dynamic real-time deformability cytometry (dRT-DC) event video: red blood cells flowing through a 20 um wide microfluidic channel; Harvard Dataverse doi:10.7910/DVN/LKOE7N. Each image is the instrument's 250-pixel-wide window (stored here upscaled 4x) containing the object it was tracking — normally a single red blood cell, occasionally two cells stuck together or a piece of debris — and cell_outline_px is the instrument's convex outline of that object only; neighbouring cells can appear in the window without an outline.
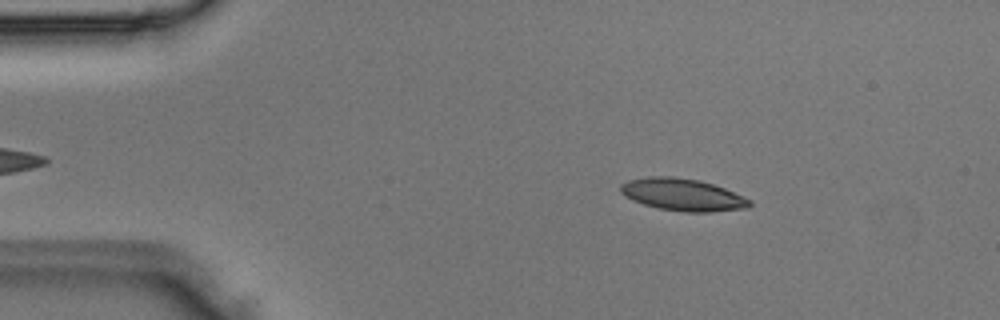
{"species": "Egyptian fruit bat (a non-hibernating species)", "species_latin": "Rousettus aegyptiacus", "temperature_condition": "room temperature", "stored_images_in_passage": 47, "camera_frame_rate_fps": 3000, "um_per_image_px": 0.085, "animal": {"sex": "male"}, "frame": {"image": 1, "passage_image": 7, "time_ms": 2.0, "image_size_px": [1000, 320], "cell_outline_px": [[752, 204], [744, 208], [712, 212], [684, 212], [660, 208], [644, 204], [632, 200], [620, 192], [620, 184], [628, 180], [648, 176], [672, 176], [696, 180], [712, 184], [724, 188], [752, 200]], "centroid_in_image_um": [58.0, 16.54], "position_along_channel_um": 27.0, "area_um2": 24.04}}
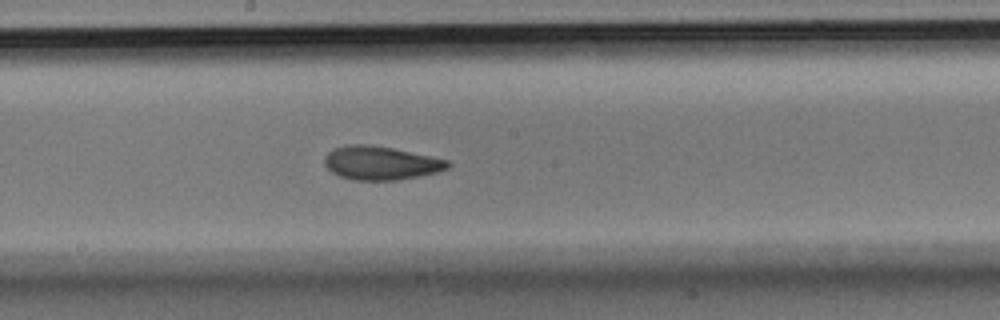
{"frame": {"image": 2, "passage_image": 25, "time_ms": 8.0, "image_size_px": [1000, 320], "cell_outline_px": [[452, 164], [448, 168], [436, 172], [420, 176], [396, 180], [352, 180], [340, 176], [332, 172], [324, 164], [324, 156], [328, 152], [336, 148], [348, 144], [368, 144], [392, 148], [448, 160]], "centroid_in_image_um": [32.35, 13.86], "position_along_channel_um": 215.9, "area_um2": 24.04}}
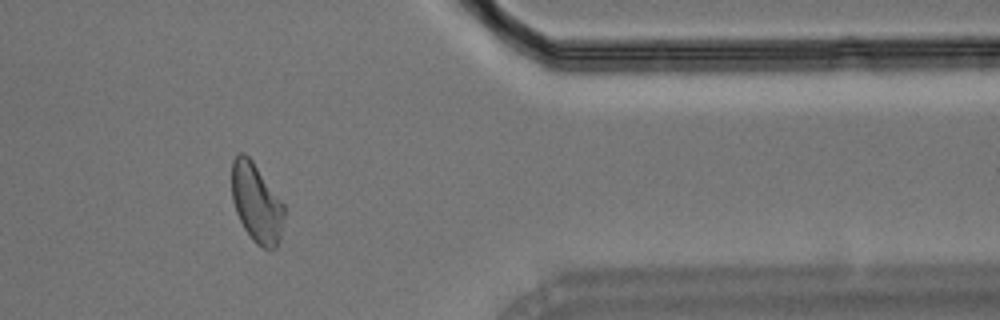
{"frame": {"image": 3, "passage_image": 39, "time_ms": 12.667, "image_size_px": [1000, 320], "cell_outline_px": [[284, 216], [280, 240], [276, 248], [264, 248], [256, 244], [252, 240], [244, 228], [236, 212], [232, 200], [232, 160], [236, 152], [244, 152], [252, 160], [284, 204]], "centroid_in_image_um": [21.79, 17.23], "position_along_channel_um": 389.6, "area_um2": 24.16}}